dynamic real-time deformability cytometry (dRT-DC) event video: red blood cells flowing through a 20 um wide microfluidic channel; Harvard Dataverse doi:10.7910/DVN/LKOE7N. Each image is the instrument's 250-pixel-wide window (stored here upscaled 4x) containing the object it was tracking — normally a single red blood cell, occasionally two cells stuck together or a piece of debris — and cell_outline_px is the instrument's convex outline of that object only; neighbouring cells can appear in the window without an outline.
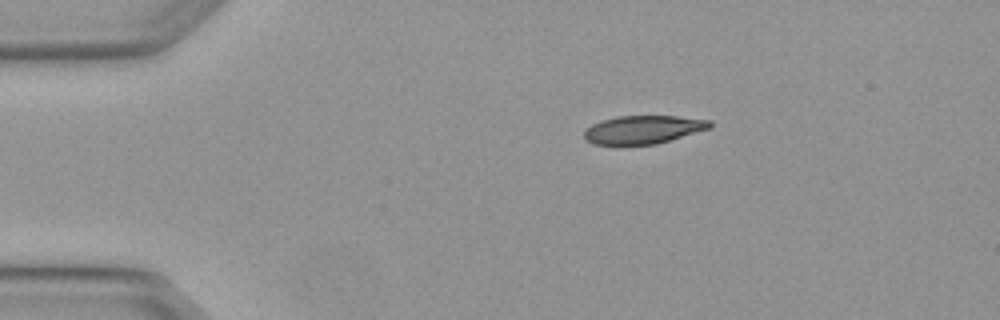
{"species": "Egyptian fruit bat (a non-hibernating species)", "species_latin": "Rousettus aegyptiacus", "temperature_condition": "warm", "stored_images_in_passage": 3, "camera_frame_rate_fps": 3000, "um_per_image_px": 0.085, "animal": {"sex": "female"}, "frame": {"image": 1, "passage_image": 1, "time_ms": 0.0, "image_size_px": [1000, 320], "cell_outline_px": [[712, 128], [656, 144], [592, 144], [584, 140], [584, 128], [600, 120], [616, 116], [676, 116], [712, 120]], "centroid_in_image_um": [54.66, 11.0], "position_along_channel_um": 30.3, "area_um2": 20.87}}
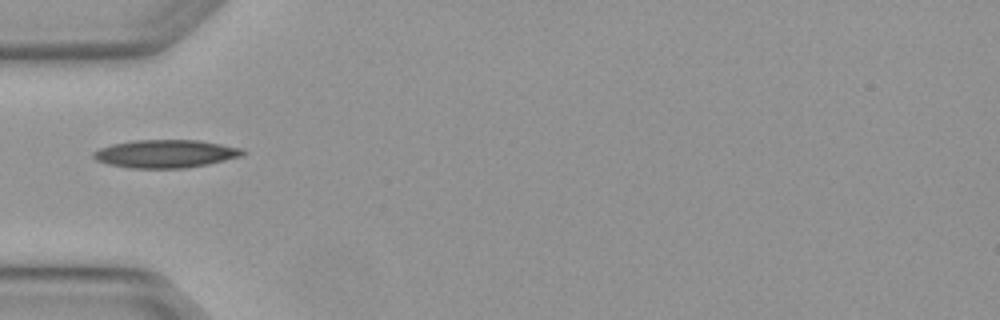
{"frame": {"image": 2, "passage_image": 3, "time_ms": 0.667, "image_size_px": [1000, 320], "cell_outline_px": [[244, 152], [240, 156], [208, 164], [184, 168], [128, 168], [108, 164], [96, 160], [92, 156], [92, 152], [100, 148], [112, 144], [136, 140], [200, 140], [240, 148]], "centroid_in_image_um": [14.01, 13.07], "position_along_channel_um": 71.0, "area_um2": 24.16}}